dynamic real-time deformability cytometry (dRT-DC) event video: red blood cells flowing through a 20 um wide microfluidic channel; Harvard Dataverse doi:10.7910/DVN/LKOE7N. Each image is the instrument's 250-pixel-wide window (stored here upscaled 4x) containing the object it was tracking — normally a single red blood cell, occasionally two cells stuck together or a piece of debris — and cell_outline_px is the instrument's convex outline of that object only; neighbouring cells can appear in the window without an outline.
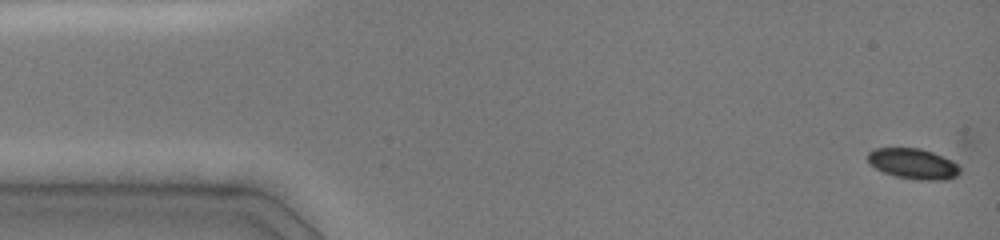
{"species": "common noctule bat (a hibernating species)", "species_latin": "Nyctalus noctula", "temperature_condition": "cold", "stored_images_in_passage": 7, "camera_frame_rate_fps": 3000, "um_per_image_px": 0.085, "animal": {"sex": "female", "body_mass_g": 19.0, "forearm_length_mm": 51.5}, "frame": {"image": 1, "passage_image": 1, "time_ms": 0.0, "image_size_px": [1000, 240], "cell_outline_px": [[960, 172], [956, 176], [944, 180], [920, 180], [896, 176], [884, 172], [868, 164], [868, 152], [876, 148], [920, 148], [932, 152], [952, 160], [960, 168]], "centroid_in_image_um": [77.61, 13.91], "position_along_channel_um": 7.4, "area_um2": 16.3}}